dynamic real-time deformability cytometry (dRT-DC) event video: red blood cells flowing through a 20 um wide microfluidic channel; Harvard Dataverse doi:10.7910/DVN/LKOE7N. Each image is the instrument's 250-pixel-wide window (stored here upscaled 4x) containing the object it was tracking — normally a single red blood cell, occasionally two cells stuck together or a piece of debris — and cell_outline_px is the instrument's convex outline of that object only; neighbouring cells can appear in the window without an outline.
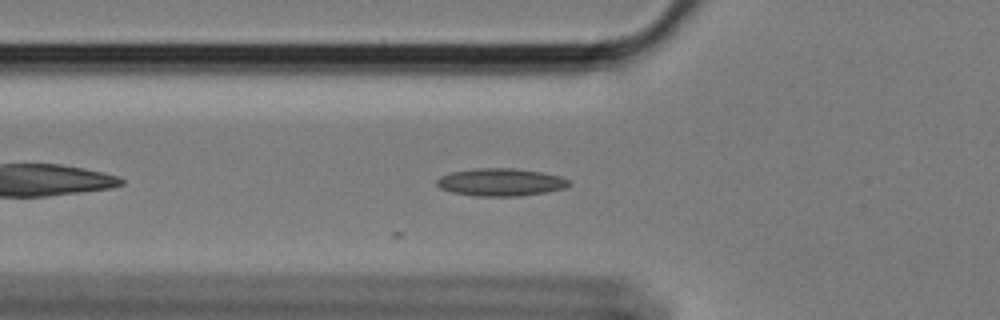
{"species": "Egyptian fruit bat (a non-hibernating species)", "species_latin": "Rousettus aegyptiacus", "temperature_condition": "cold", "stored_images_in_passage": 14, "camera_frame_rate_fps": 3000, "um_per_image_px": 0.085, "animal": {"sex": "female"}, "frame": {"image": 1, "passage_image": 2, "time_ms": 0.333, "image_size_px": [1000, 320], "cell_outline_px": [[572, 184], [564, 188], [548, 192], [520, 196], [476, 196], [452, 192], [440, 188], [436, 184], [436, 180], [440, 176], [452, 172], [476, 168], [512, 168], [540, 172], [560, 176], [568, 180]], "centroid_in_image_um": [42.56, 15.49], "position_along_channel_um": 83.2, "area_um2": 21.27}}
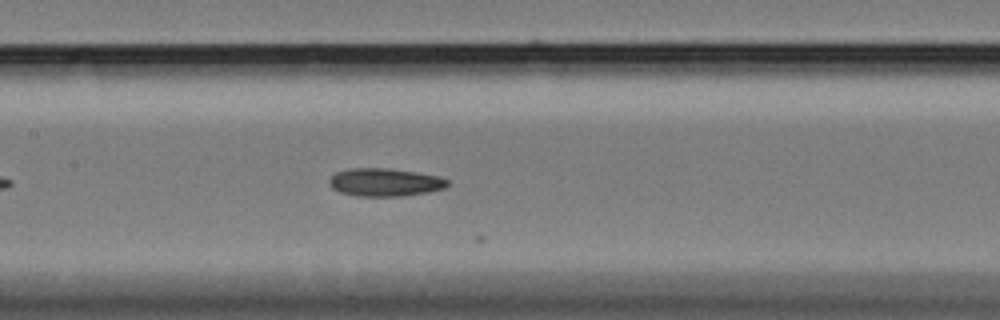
{"frame": {"image": 2, "passage_image": 10, "time_ms": 3.0, "image_size_px": [1000, 320], "cell_outline_px": [[448, 184], [444, 188], [428, 192], [404, 196], [356, 196], [340, 192], [332, 188], [328, 184], [328, 180], [336, 172], [348, 168], [392, 168], [440, 176], [448, 180]], "centroid_in_image_um": [32.7, 15.49], "position_along_channel_um": 174.7, "area_um2": 19.48}}
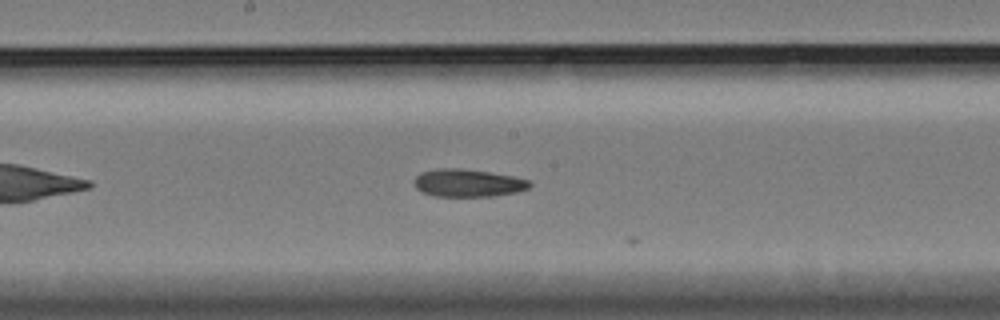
{"frame": {"image": 3, "passage_image": 13, "time_ms": 4.0, "image_size_px": [1000, 320], "cell_outline_px": [[532, 184], [528, 188], [520, 192], [492, 196], [436, 196], [424, 192], [416, 188], [416, 176], [420, 172], [436, 168], [460, 168], [488, 172], [512, 176], [532, 180]], "centroid_in_image_um": [39.83, 15.55], "position_along_channel_um": 208.4, "area_um2": 18.61}}